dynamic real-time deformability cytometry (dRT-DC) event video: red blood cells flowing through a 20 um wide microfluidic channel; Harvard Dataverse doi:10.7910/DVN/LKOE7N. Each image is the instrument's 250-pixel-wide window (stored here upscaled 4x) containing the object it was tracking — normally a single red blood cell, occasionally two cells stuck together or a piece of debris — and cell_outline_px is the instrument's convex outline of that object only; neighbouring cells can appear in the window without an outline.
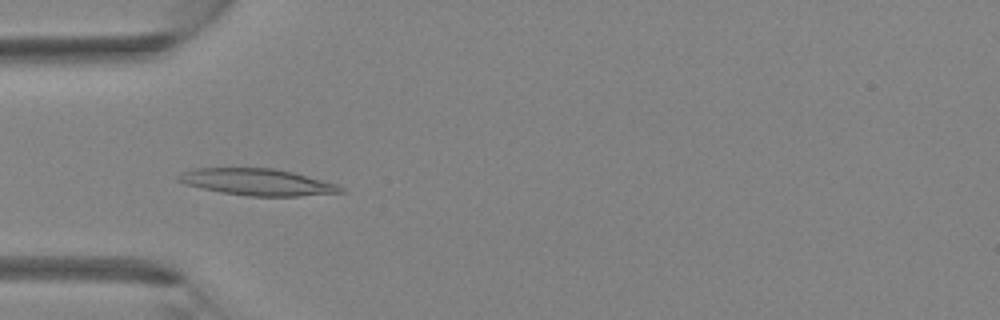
{"species": "Egyptian fruit bat (a non-hibernating species)", "species_latin": "Rousettus aegyptiacus", "temperature_condition": "room temperature", "stored_images_in_passage": 39, "camera_frame_rate_fps": 3000, "um_per_image_px": 0.085, "animal": {"sex": "female"}, "frame": {"image": 1, "passage_image": 12, "time_ms": 3.667, "image_size_px": [1000, 320], "cell_outline_px": [[348, 192], [296, 196], [248, 196], [220, 192], [184, 184], [176, 180], [176, 176], [180, 172], [196, 168], [272, 168], [292, 172], [336, 184], [344, 188]], "centroid_in_image_um": [21.83, 15.48], "position_along_channel_um": 63.2, "area_um2": 25.2}}
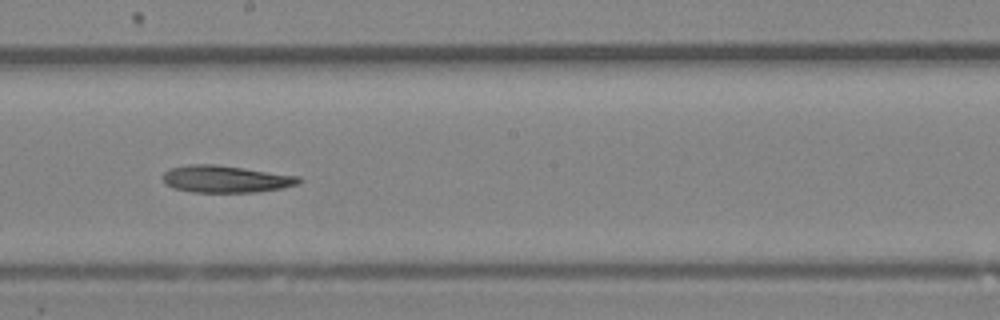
{"frame": {"image": 2, "passage_image": 22, "time_ms": 7.0, "image_size_px": [1000, 320], "cell_outline_px": [[304, 180], [300, 184], [280, 188], [256, 192], [192, 192], [172, 188], [164, 184], [160, 176], [168, 168], [188, 164], [216, 164], [300, 176]], "centroid_in_image_um": [19.14, 15.21], "position_along_channel_um": 229.1, "area_um2": 21.85}}
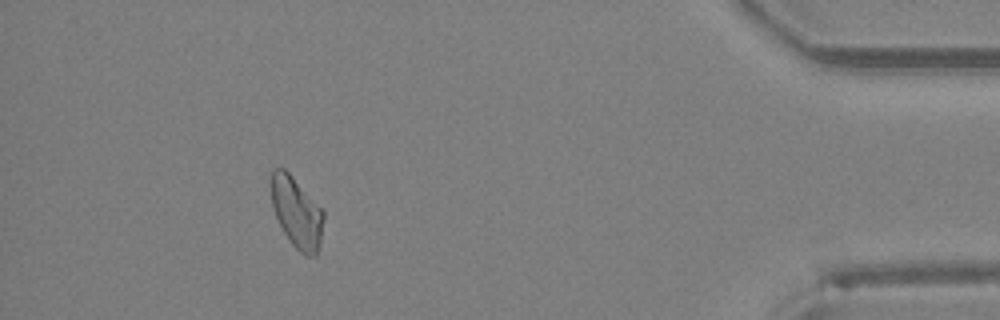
{"frame": {"image": 3, "passage_image": 36, "time_ms": 11.667, "image_size_px": [1000, 320], "cell_outline_px": [[324, 216], [320, 244], [316, 256], [308, 256], [300, 252], [292, 244], [284, 232], [276, 216], [272, 204], [272, 172], [276, 168], [284, 168], [292, 176], [324, 212]], "centroid_in_image_um": [25.24, 18.09], "position_along_channel_um": 410.0, "area_um2": 21.04}}